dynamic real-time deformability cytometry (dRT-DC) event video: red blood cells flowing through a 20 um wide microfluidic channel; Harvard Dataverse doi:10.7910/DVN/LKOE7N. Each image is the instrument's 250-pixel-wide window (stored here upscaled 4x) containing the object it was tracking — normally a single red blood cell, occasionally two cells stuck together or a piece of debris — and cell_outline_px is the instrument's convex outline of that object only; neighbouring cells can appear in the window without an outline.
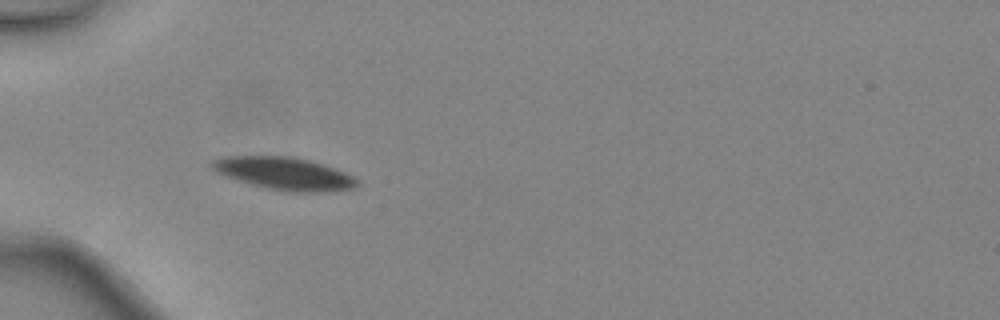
{"species": "common noctule bat (a hibernating species)", "species_latin": "Nyctalus noctula", "temperature_condition": "warm", "stored_images_in_passage": 4, "camera_frame_rate_fps": 3000, "um_per_image_px": 0.085, "animal": {"sex": "female", "body_mass_g": 24.6, "forearm_length_mm": 56.2}, "frame": {"image": 1, "passage_image": 4, "time_ms": 1.0, "image_size_px": [1000, 320], "cell_outline_px": [[360, 184], [352, 188], [328, 192], [288, 192], [268, 188], [252, 184], [216, 172], [208, 168], [208, 164], [212, 160], [224, 156], [292, 156], [324, 164], [344, 172], [352, 176]], "centroid_in_image_um": [24.14, 14.74], "position_along_channel_um": 60.9, "area_um2": 27.51}}